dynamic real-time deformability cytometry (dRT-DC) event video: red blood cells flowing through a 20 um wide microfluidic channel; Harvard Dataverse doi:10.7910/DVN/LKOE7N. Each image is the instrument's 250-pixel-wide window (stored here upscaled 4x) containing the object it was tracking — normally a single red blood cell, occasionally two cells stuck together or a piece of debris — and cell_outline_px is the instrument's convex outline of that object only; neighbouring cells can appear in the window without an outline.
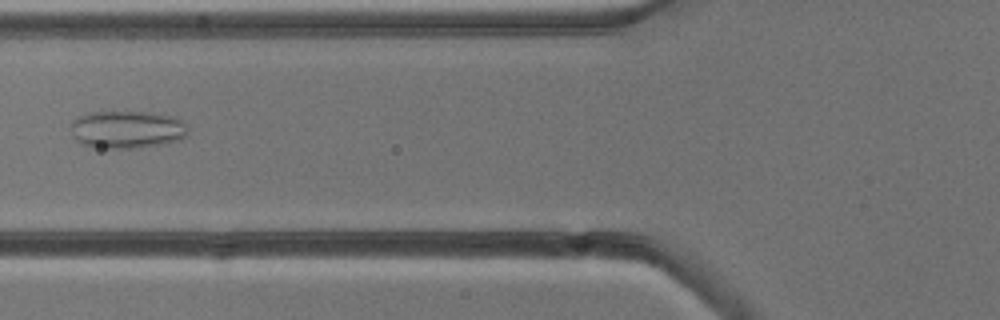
{"species": "common noctule bat (a hibernating species)", "species_latin": "Nyctalus noctula", "temperature_condition": "cold", "stored_images_in_passage": 3, "camera_frame_rate_fps": 3000, "um_per_image_px": 0.085, "animal": {"sex": "male", "body_mass_g": 13.3}, "frame": {"image": 1, "passage_image": 3, "time_ms": 2.0, "image_size_px": [1000, 320], "cell_outline_px": [[188, 132], [180, 140], [160, 144], [136, 148], [100, 148], [80, 144], [76, 140], [68, 124], [72, 120], [88, 112], [148, 112], [176, 116], [188, 124]], "centroid_in_image_um": [10.8, 11.0], "position_along_channel_um": 115.0, "area_um2": 26.07}}